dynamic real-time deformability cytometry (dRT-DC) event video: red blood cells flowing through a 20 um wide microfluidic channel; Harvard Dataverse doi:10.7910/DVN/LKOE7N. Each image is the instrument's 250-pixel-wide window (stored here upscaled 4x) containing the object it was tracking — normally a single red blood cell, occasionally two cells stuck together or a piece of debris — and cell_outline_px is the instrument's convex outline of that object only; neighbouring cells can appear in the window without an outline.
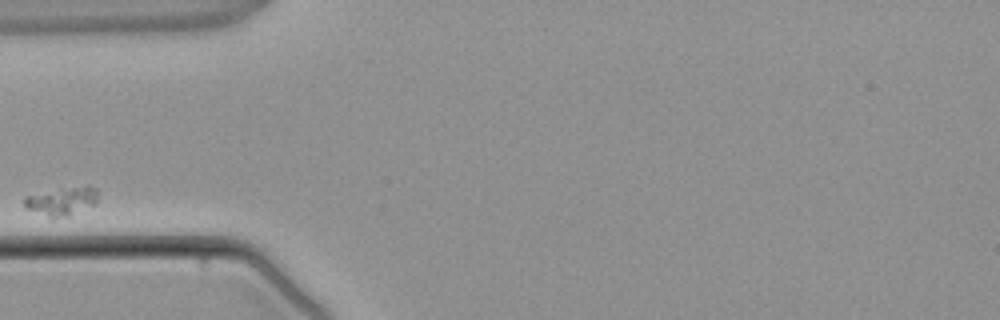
{"species": "common noctule bat (a hibernating species)", "species_latin": "Nyctalus noctula", "temperature_condition": "warm", "stored_images_in_passage": 1, "camera_frame_rate_fps": 3000, "um_per_image_px": 0.085, "animal": {"sex": "male", "body_mass_g": 21.5, "forearm_length_mm": 52.0}, "frame": {"image": 1, "passage_image": 1, "time_ms": 0.0, "image_size_px": [1000, 320], "cell_outline_px": [[96, 204], [68, 216], [48, 216], [24, 208], [24, 196], [88, 184], [96, 188]], "centroid_in_image_um": [5.27, 17.08], "position_along_channel_um": 79.7, "area_um2": 11.85}}